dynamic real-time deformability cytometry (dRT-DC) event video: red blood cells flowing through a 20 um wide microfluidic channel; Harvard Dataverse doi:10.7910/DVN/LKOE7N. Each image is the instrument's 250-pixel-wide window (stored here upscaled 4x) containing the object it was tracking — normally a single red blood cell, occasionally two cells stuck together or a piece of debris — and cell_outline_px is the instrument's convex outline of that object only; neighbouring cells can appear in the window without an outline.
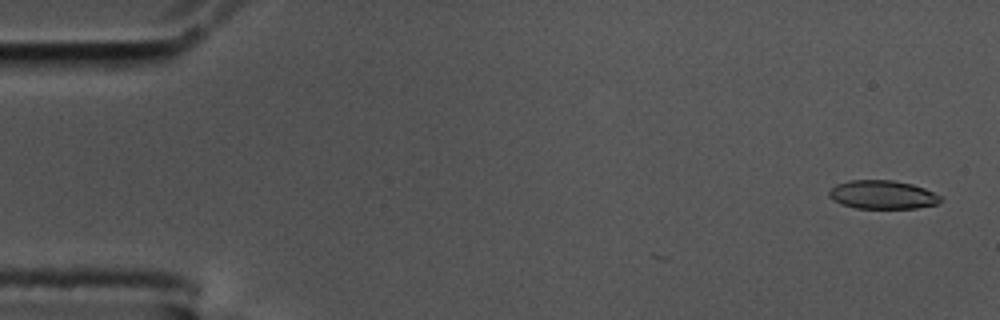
{"species": "common noctule bat (a hibernating species)", "species_latin": "Nyctalus noctula", "temperature_condition": "cold", "stored_images_in_passage": 5, "camera_frame_rate_fps": 3000, "um_per_image_px": 0.085, "animal": {"sex": "male", "body_mass_g": 17.5, "forearm_length_mm": 52.3}, "frame": {"image": 1, "passage_image": 2, "time_ms": 0.333, "image_size_px": [1000, 320], "cell_outline_px": [[940, 200], [936, 204], [916, 208], [856, 208], [840, 204], [832, 200], [828, 196], [828, 192], [836, 184], [848, 180], [892, 180], [912, 184], [924, 188], [940, 196]], "centroid_in_image_um": [74.95, 16.54], "position_along_channel_um": 10.0, "area_um2": 18.5}}